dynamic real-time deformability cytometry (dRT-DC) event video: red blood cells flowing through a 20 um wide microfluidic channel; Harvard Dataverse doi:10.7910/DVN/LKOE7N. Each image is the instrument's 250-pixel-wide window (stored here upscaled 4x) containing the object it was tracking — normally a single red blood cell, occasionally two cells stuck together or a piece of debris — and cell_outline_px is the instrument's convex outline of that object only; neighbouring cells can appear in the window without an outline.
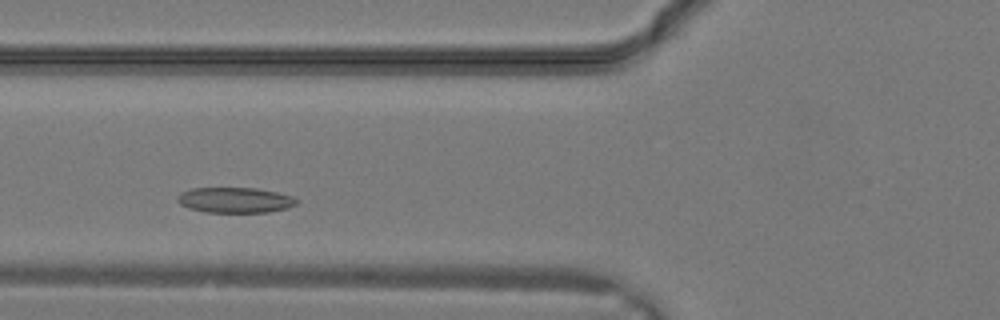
{"species": "common noctule bat (a hibernating species)", "species_latin": "Nyctalus noctula", "temperature_condition": "warm", "stored_images_in_passage": 23, "camera_frame_rate_fps": 3000, "um_per_image_px": 0.085, "animal": {"sex": "male", "body_mass_g": 19.2, "forearm_length_mm": 51.8}, "frame": {"image": 1, "passage_image": 4, "time_ms": 1.0, "image_size_px": [1000, 320], "cell_outline_px": [[300, 200], [296, 204], [288, 208], [268, 212], [204, 212], [188, 208], [180, 204], [176, 200], [176, 196], [180, 192], [192, 188], [256, 188], [276, 192], [292, 196]], "centroid_in_image_um": [19.95, 17.0], "position_along_channel_um": 105.8, "area_um2": 17.8}}
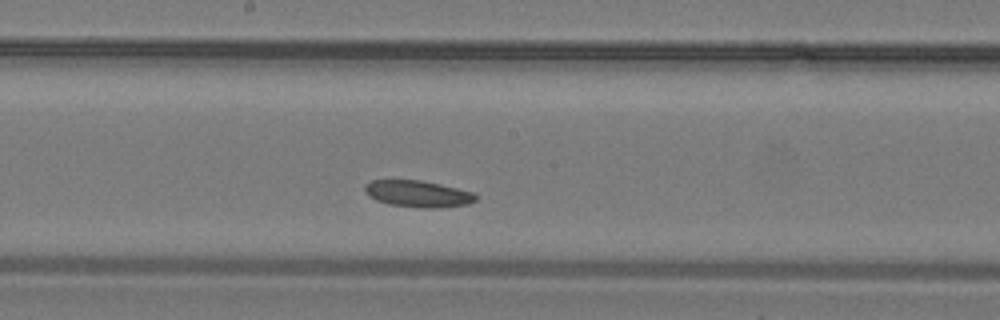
{"frame": {"image": 2, "passage_image": 9, "time_ms": 2.667, "image_size_px": [1000, 320], "cell_outline_px": [[476, 200], [468, 204], [440, 208], [428, 208], [388, 204], [376, 200], [368, 196], [364, 192], [364, 184], [372, 180], [420, 180], [440, 184], [476, 192]], "centroid_in_image_um": [35.52, 16.47], "position_along_channel_um": 212.7, "area_um2": 17.34}}
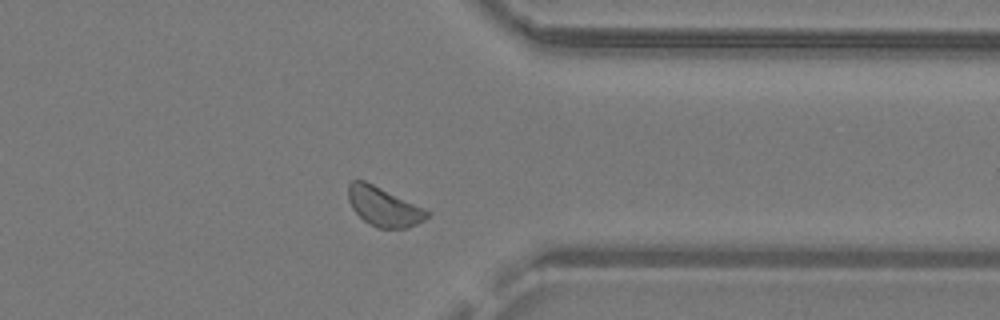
{"frame": {"image": 3, "passage_image": 17, "time_ms": 5.333, "image_size_px": [1000, 320], "cell_outline_px": [[432, 212], [424, 220], [408, 228], [376, 228], [364, 220], [352, 208], [348, 200], [348, 184], [352, 180], [364, 180], [424, 208]], "centroid_in_image_um": [32.61, 17.57], "position_along_channel_um": 378.8, "area_um2": 17.86}}